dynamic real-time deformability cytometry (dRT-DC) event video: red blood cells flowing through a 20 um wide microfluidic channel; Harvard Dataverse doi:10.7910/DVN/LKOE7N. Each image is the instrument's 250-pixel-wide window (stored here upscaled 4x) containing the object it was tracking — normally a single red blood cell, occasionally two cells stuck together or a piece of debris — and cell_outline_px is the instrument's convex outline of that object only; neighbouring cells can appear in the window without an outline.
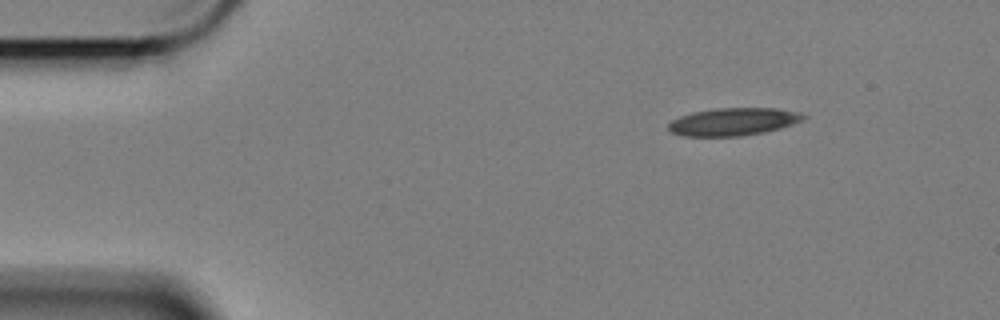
{"species": "Egyptian fruit bat (a non-hibernating species)", "species_latin": "Rousettus aegyptiacus", "temperature_condition": "cold", "stored_images_in_passage": 10, "camera_frame_rate_fps": 3000, "um_per_image_px": 0.085, "animal": {"sex": "female"}, "frame": {"image": 1, "passage_image": 1, "time_ms": 0.0, "image_size_px": [1000, 320], "cell_outline_px": [[808, 116], [804, 120], [780, 128], [764, 132], [740, 136], [684, 136], [672, 132], [668, 128], [668, 124], [672, 120], [680, 116], [692, 112], [716, 108], [776, 108], [800, 112]], "centroid_in_image_um": [62.36, 10.34], "position_along_channel_um": 22.6, "area_um2": 21.79}}